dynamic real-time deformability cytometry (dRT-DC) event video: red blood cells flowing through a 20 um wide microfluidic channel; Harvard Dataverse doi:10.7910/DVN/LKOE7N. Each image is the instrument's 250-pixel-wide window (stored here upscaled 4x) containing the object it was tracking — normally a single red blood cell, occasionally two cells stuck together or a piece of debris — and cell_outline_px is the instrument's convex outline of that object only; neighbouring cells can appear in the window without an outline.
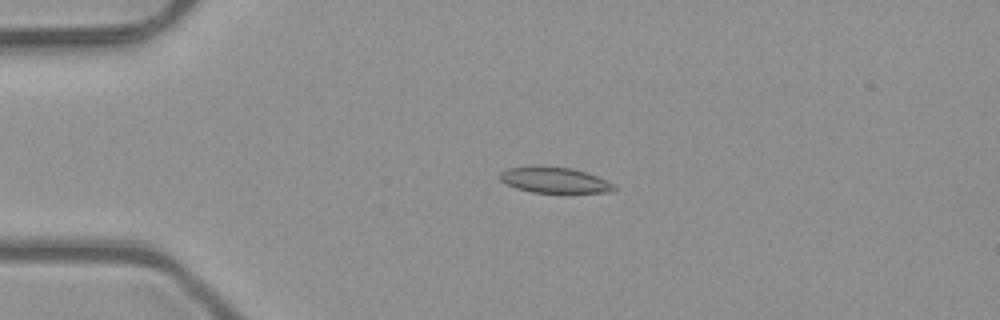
{"species": "common noctule bat (a hibernating species)", "species_latin": "Nyctalus noctula", "temperature_condition": "room temperature", "stored_images_in_passage": 2, "camera_frame_rate_fps": 3000, "um_per_image_px": 0.085, "animal": {"sex": "male", "body_mass_g": 23.1, "forearm_length_mm": 52.7}, "frame": {"image": 1, "passage_image": 1, "time_ms": 0.0, "image_size_px": [1000, 320], "cell_outline_px": [[616, 188], [612, 192], [564, 196], [532, 192], [516, 188], [500, 180], [500, 172], [508, 168], [572, 168], [596, 176], [612, 184]], "centroid_in_image_um": [47.22, 15.41], "position_along_channel_um": 37.8, "area_um2": 17.34}}